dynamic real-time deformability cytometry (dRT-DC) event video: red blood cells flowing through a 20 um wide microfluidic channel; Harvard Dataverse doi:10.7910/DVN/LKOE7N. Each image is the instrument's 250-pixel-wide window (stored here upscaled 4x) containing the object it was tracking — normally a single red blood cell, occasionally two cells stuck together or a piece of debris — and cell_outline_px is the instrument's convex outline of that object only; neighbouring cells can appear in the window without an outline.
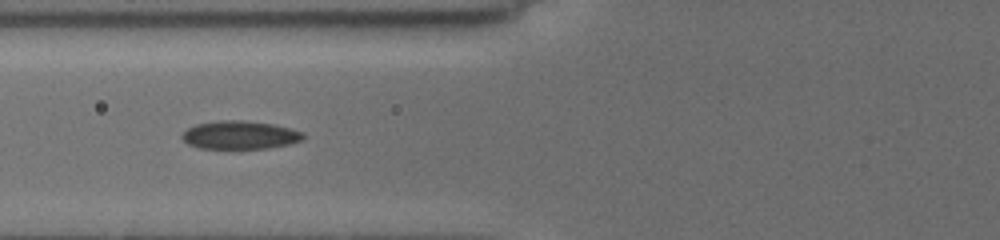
{"species": "common noctule bat (a hibernating species)", "species_latin": "Nyctalus noctula", "temperature_condition": "cold", "stored_images_in_passage": 9, "camera_frame_rate_fps": 3000, "um_per_image_px": 0.085, "animal": {"sex": "female", "body_mass_g": 19.5, "forearm_length_mm": 54.1}, "frame": {"image": 1, "passage_image": 8, "time_ms": 6.0, "image_size_px": [1000, 240], "cell_outline_px": [[304, 136], [300, 140], [288, 144], [268, 148], [200, 148], [188, 144], [180, 136], [188, 128], [196, 124], [220, 120], [240, 120], [272, 124], [304, 132]], "centroid_in_image_um": [20.36, 11.47], "position_along_channel_um": 105.4, "area_um2": 19.65}}